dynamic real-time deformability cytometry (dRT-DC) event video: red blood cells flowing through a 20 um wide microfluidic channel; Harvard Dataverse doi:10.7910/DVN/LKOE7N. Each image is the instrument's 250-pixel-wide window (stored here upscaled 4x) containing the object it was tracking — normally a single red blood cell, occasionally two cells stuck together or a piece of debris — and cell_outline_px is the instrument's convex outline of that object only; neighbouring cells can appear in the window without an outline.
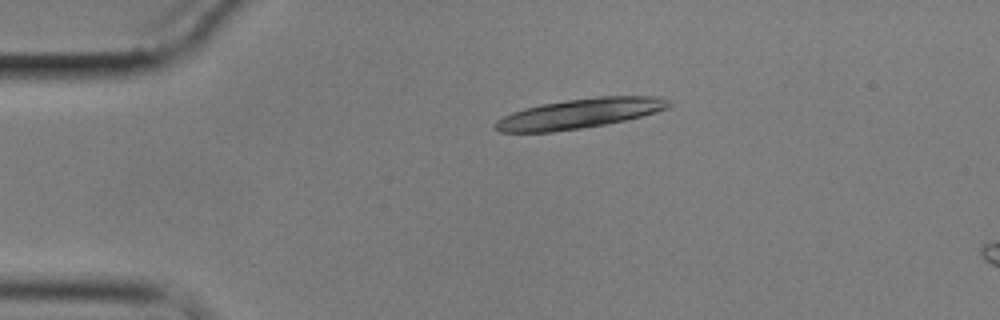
{"species": "common noctule bat (a hibernating species)", "species_latin": "Nyctalus noctula", "temperature_condition": "cold", "stored_images_in_passage": 4, "camera_frame_rate_fps": 3000, "um_per_image_px": 0.085, "animal": {"sex": "male", "body_mass_g": 17.9}, "frame": {"image": 1, "passage_image": 2, "time_ms": 2.333, "image_size_px": [1000, 320], "cell_outline_px": [[672, 104], [668, 108], [656, 112], [624, 120], [604, 124], [580, 128], [552, 132], [500, 132], [496, 128], [496, 120], [512, 112], [524, 108], [540, 104], [596, 96], [660, 96], [672, 100]], "centroid_in_image_um": [49.31, 9.63], "position_along_channel_um": 35.7, "area_um2": 30.0}}